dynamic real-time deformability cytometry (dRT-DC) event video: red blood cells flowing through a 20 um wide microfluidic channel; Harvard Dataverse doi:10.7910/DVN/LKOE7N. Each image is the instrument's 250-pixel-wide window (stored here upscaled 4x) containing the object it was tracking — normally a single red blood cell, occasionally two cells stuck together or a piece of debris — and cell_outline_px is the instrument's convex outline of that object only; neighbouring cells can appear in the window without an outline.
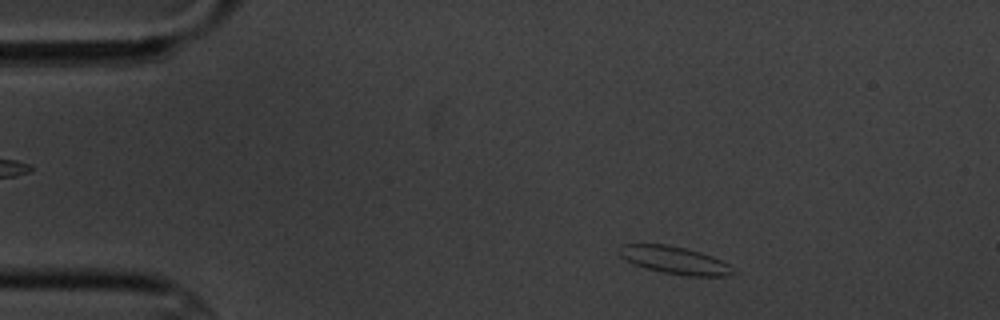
{"species": "common noctule bat (a hibernating species)", "species_latin": "Nyctalus noctula", "temperature_condition": "cold", "stored_images_in_passage": 3, "camera_frame_rate_fps": 3000, "um_per_image_px": 0.085, "animal": {"sex": "male", "body_mass_g": 20.1, "forearm_length_mm": 53.5}, "frame": {"image": 1, "passage_image": 1, "time_ms": 0.0, "image_size_px": [1000, 320], "cell_outline_px": [[736, 272], [724, 276], [688, 276], [664, 272], [644, 268], [620, 256], [616, 248], [620, 244], [668, 244], [700, 252], [712, 256], [736, 268]], "centroid_in_image_um": [57.34, 22.11], "position_along_channel_um": 27.7, "area_um2": 18.26}}